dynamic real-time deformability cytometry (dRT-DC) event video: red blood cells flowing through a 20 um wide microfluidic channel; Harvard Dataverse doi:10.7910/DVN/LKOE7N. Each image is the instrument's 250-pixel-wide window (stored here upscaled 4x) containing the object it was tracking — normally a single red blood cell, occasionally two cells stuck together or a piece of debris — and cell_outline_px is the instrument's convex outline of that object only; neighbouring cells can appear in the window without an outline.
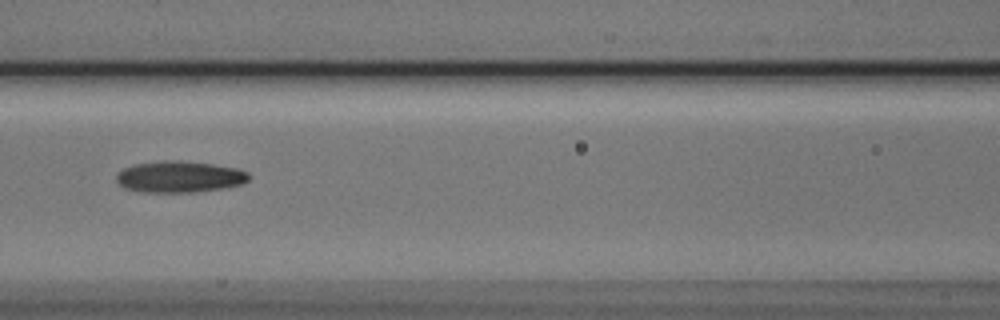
{"species": "Egyptian fruit bat (a non-hibernating species)", "species_latin": "Rousettus aegyptiacus", "temperature_condition": "cold", "stored_images_in_passage": 6, "camera_frame_rate_fps": 3000, "um_per_image_px": 0.085, "animal": {"sex": "male"}, "frame": {"image": 1, "passage_image": 4, "time_ms": 1.0, "image_size_px": [1000, 320], "cell_outline_px": [[248, 180], [244, 184], [224, 188], [196, 192], [140, 192], [124, 188], [116, 180], [116, 172], [124, 168], [136, 164], [164, 160], [180, 160], [212, 164], [236, 168], [248, 172]], "centroid_in_image_um": [15.24, 15.03], "position_along_channel_um": 151.4, "area_um2": 24.39}}
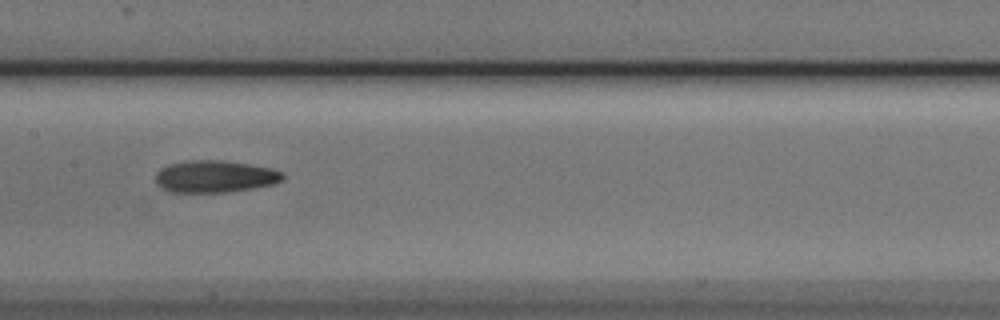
{"frame": {"image": 2, "passage_image": 5, "time_ms": 1.333, "image_size_px": [1000, 320], "cell_outline_px": [[284, 176], [280, 180], [272, 184], [228, 192], [172, 192], [156, 184], [156, 172], [160, 168], [168, 164], [192, 160], [220, 160], [248, 164], [272, 168], [284, 172]], "centroid_in_image_um": [18.24, 14.99], "position_along_channel_um": 189.2, "area_um2": 23.58}}
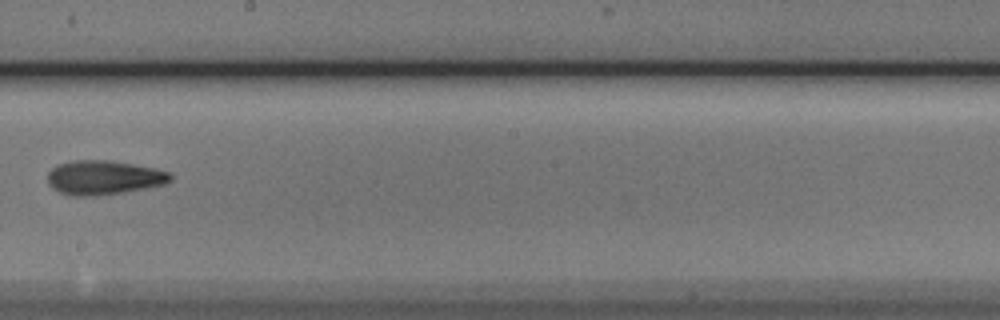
{"frame": {"image": 3, "passage_image": 6, "time_ms": 1.667, "image_size_px": [1000, 320], "cell_outline_px": [[172, 180], [164, 184], [124, 192], [96, 196], [72, 196], [60, 192], [52, 188], [48, 184], [48, 172], [52, 168], [60, 164], [72, 160], [108, 160], [156, 168], [168, 172], [172, 176]], "centroid_in_image_um": [8.8, 15.09], "position_along_channel_um": 239.4, "area_um2": 24.45}}